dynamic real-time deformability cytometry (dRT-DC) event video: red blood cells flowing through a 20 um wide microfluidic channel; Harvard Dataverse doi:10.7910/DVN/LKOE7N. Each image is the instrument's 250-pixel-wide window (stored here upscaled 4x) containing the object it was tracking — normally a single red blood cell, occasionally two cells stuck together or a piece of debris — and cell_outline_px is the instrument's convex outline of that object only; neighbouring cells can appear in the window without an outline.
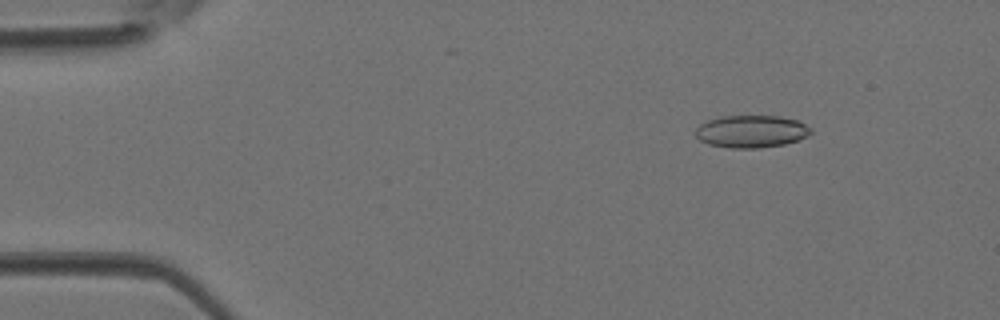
{"species": "Egyptian fruit bat (a non-hibernating species)", "species_latin": "Rousettus aegyptiacus", "temperature_condition": "room temperature", "stored_images_in_passage": 39, "camera_frame_rate_fps": 3000, "um_per_image_px": 0.085, "animal": {"sex": "female"}, "frame": {"image": 1, "passage_image": 2, "time_ms": 0.333, "image_size_px": [1000, 320], "cell_outline_px": [[812, 132], [808, 136], [784, 144], [760, 148], [732, 148], [708, 144], [700, 140], [696, 136], [696, 128], [700, 124], [708, 120], [720, 116], [776, 116], [800, 120], [812, 128]], "centroid_in_image_um": [63.88, 11.16], "position_along_channel_um": 21.1, "area_um2": 21.85}}
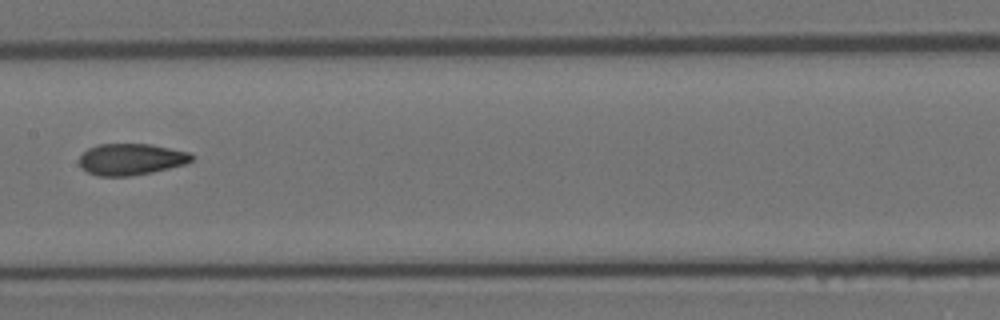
{"frame": {"image": 2, "passage_image": 18, "time_ms": 5.667, "image_size_px": [1000, 320], "cell_outline_px": [[196, 156], [192, 160], [184, 164], [152, 172], [128, 176], [96, 176], [80, 168], [80, 156], [88, 148], [100, 144], [148, 144], [188, 152]], "centroid_in_image_um": [11.11, 13.54], "position_along_channel_um": 196.3, "area_um2": 20.46}}
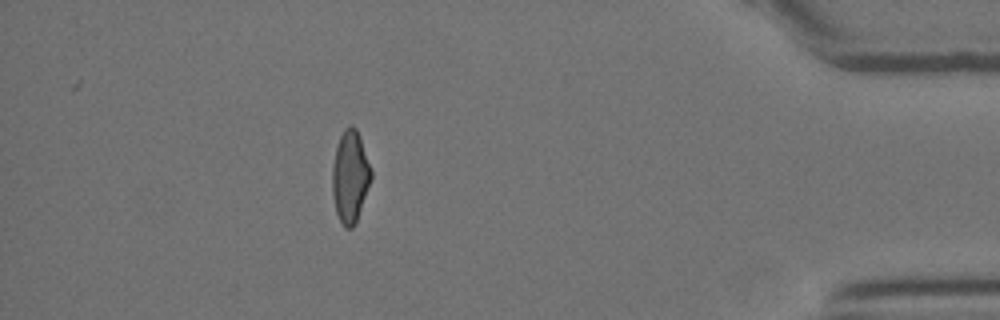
{"frame": {"image": 3, "passage_image": 34, "time_ms": 11.0, "image_size_px": [1000, 320], "cell_outline_px": [[372, 176], [356, 220], [352, 228], [344, 228], [336, 212], [332, 192], [332, 168], [336, 148], [340, 136], [344, 128], [348, 124], [352, 124], [356, 128], [360, 136], [372, 172]], "centroid_in_image_um": [29.75, 14.96], "position_along_channel_um": 405.5, "area_um2": 20.58}}